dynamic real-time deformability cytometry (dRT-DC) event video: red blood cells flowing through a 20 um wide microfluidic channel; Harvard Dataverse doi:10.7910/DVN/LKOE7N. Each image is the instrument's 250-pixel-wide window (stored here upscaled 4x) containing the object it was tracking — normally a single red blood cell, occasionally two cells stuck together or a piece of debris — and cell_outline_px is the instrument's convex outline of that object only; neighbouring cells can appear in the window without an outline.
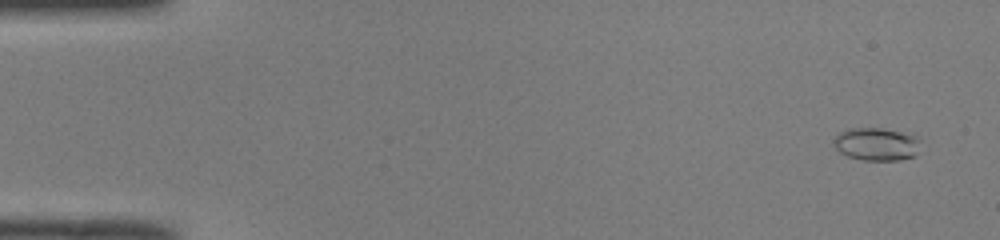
{"species": "common noctule bat (a hibernating species)", "species_latin": "Nyctalus noctula", "temperature_condition": "room temperature", "stored_images_in_passage": 49, "camera_frame_rate_fps": 3000, "um_per_image_px": 0.085, "animal": {"sex": "male", "body_mass_g": 19.0, "forearm_length_mm": 50.8}, "frame": {"image": 1, "passage_image": 1, "time_ms": 0.0, "image_size_px": [1000, 240], "cell_outline_px": [[920, 140], [916, 156], [900, 160], [860, 160], [848, 156], [840, 152], [832, 144], [832, 140], [840, 132], [848, 128], [884, 128], [920, 136]], "centroid_in_image_um": [74.51, 12.24], "position_along_channel_um": 10.5, "area_um2": 16.94}}
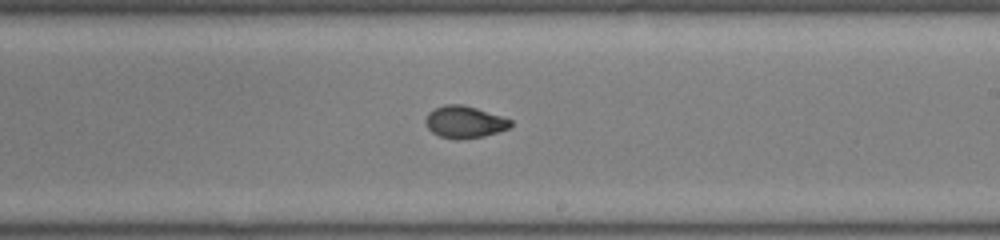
{"frame": {"image": 2, "passage_image": 29, "time_ms": 9.333, "image_size_px": [1000, 240], "cell_outline_px": [[512, 124], [508, 128], [484, 136], [460, 140], [456, 140], [440, 136], [432, 132], [428, 128], [424, 120], [428, 112], [444, 104], [464, 104], [512, 120]], "centroid_in_image_um": [39.45, 10.37], "position_along_channel_um": 249.5, "area_um2": 15.84}}
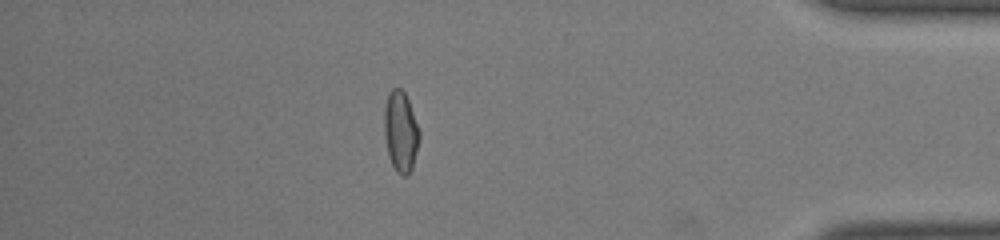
{"frame": {"image": 3, "passage_image": 43, "time_ms": 14.0, "image_size_px": [1000, 240], "cell_outline_px": [[420, 136], [412, 168], [408, 176], [400, 176], [396, 172], [388, 156], [384, 136], [384, 108], [388, 92], [392, 88], [400, 88], [404, 92], [408, 100], [420, 132]], "centroid_in_image_um": [34.04, 11.2], "position_along_channel_um": 401.2, "area_um2": 16.65}, "authors_computed_cell_mechanics": {"area_um2": 16.0106, "velocity_mm_per_s": 4.0516, "shape_relaxation_time_tau1_ms": 4.1834, "shape_relaxation_time_tau2_ms": 1.5382, "deformation_change_tau1": 0.1891, "deformation_change_tau2": 0.0519}}